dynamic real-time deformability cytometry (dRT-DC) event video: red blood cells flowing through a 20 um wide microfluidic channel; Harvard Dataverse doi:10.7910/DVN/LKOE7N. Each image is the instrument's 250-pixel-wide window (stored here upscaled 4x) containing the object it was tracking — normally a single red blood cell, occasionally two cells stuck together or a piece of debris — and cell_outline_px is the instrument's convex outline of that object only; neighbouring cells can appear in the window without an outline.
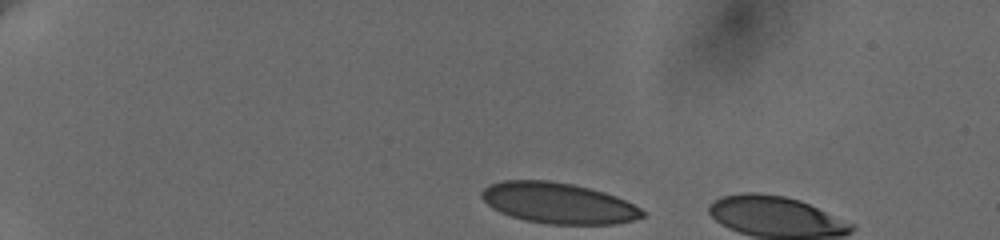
{"species": "human", "species_latin": "Homo sapiens", "temperature_condition": "cold", "stored_images_in_passage": 6, "camera_frame_rate_fps": 3000, "um_per_image_px": 0.085, "donor": {"sex": "female"}, "frame": {"image": 1, "passage_image": 1, "time_ms": 0.0, "image_size_px": [1000, 240], "cell_outline_px": [[644, 216], [632, 220], [616, 224], [548, 224], [524, 220], [500, 212], [492, 208], [480, 196], [480, 192], [488, 184], [504, 180], [548, 180], [572, 184], [604, 192], [616, 196], [640, 208], [644, 212]], "centroid_in_image_um": [47.42, 17.26], "position_along_channel_um": 37.6, "area_um2": 38.15}}